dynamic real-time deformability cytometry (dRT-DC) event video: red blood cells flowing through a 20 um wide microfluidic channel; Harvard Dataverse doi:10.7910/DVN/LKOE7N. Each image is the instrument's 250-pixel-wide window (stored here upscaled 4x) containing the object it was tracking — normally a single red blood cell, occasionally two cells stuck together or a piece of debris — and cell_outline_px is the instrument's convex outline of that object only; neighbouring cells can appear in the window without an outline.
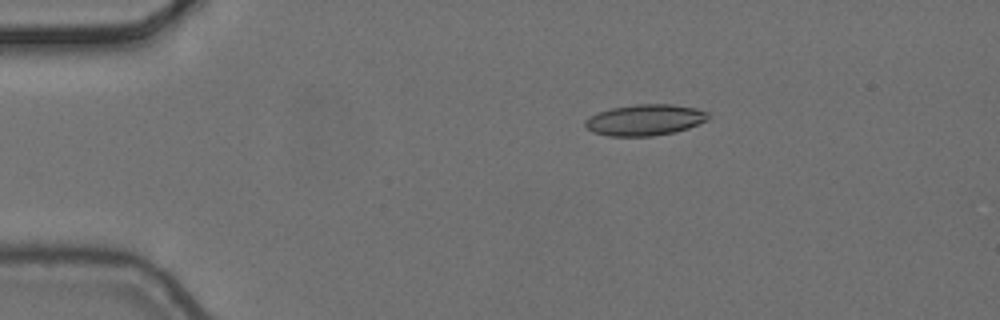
{"species": "common noctule bat (a hibernating species)", "species_latin": "Nyctalus noctula", "temperature_condition": "cold", "stored_images_in_passage": 6, "camera_frame_rate_fps": 3000, "um_per_image_px": 0.085, "animal": {"sex": "female", "body_mass_g": 24.6, "forearm_length_mm": 56.2}, "frame": {"image": 1, "passage_image": 3, "time_ms": 0.667, "image_size_px": [1000, 320], "cell_outline_px": [[712, 116], [708, 120], [688, 128], [676, 132], [652, 136], [608, 136], [592, 132], [584, 124], [584, 120], [600, 112], [612, 108], [636, 104], [672, 104], [696, 108], [708, 112]], "centroid_in_image_um": [54.87, 10.2], "position_along_channel_um": 30.1, "area_um2": 22.37}}
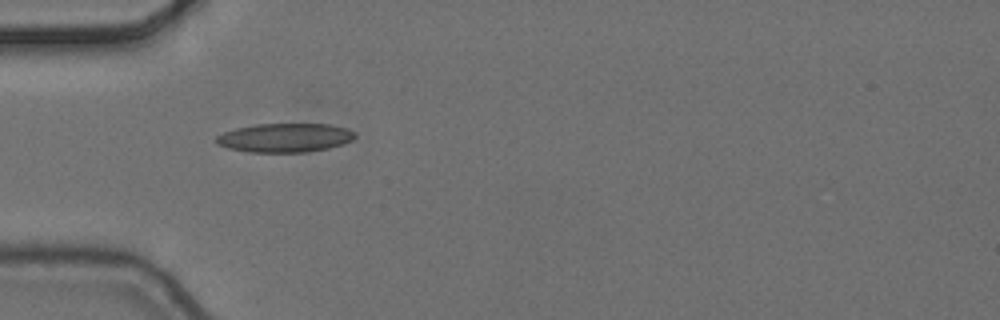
{"frame": {"image": 2, "passage_image": 5, "time_ms": 1.333, "image_size_px": [1000, 320], "cell_outline_px": [[356, 136], [352, 140], [344, 144], [328, 148], [308, 152], [248, 152], [228, 148], [216, 144], [212, 140], [216, 136], [224, 132], [236, 128], [256, 124], [332, 124], [348, 128], [356, 132]], "centroid_in_image_um": [24.22, 11.7], "position_along_channel_um": 60.8, "area_um2": 23.7}}
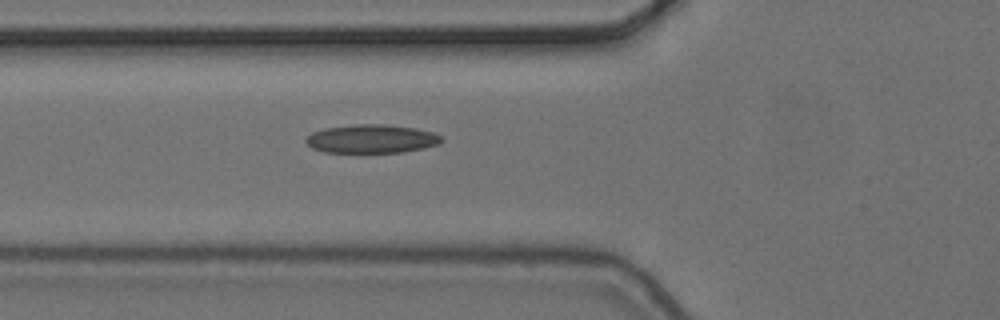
{"frame": {"image": 3, "passage_image": 6, "time_ms": 1.667, "image_size_px": [1000, 320], "cell_outline_px": [[444, 140], [440, 144], [424, 148], [400, 152], [324, 152], [312, 148], [304, 140], [312, 132], [324, 128], [352, 124], [384, 124], [416, 128], [432, 132], [440, 136]], "centroid_in_image_um": [31.58, 11.79], "position_along_channel_um": 94.2, "area_um2": 22.6}}